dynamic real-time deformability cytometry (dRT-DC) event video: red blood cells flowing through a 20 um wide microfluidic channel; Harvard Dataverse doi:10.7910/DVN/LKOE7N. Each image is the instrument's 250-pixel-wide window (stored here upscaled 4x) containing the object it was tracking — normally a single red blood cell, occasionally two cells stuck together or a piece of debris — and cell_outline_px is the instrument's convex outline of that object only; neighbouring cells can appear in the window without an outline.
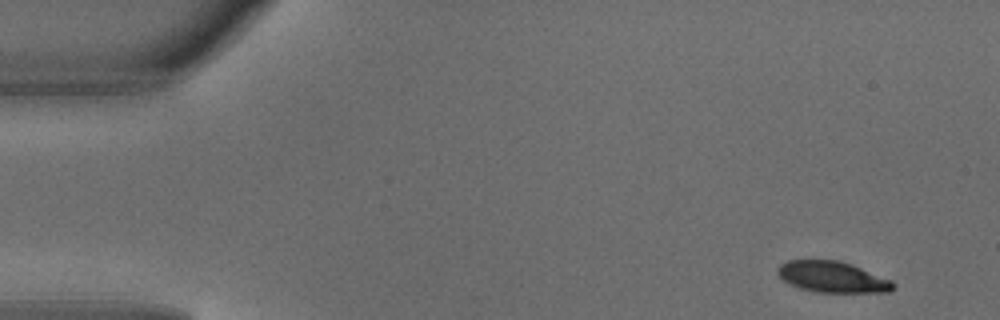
{"species": "common noctule bat (a hibernating species)", "species_latin": "Nyctalus noctula", "temperature_condition": "warm", "stored_images_in_passage": 4, "camera_frame_rate_fps": 3000, "um_per_image_px": 0.085, "animal": {"sex": "male", "body_mass_g": 18.8}, "frame": {"image": 1, "passage_image": 1, "time_ms": 0.0, "image_size_px": [1000, 320], "cell_outline_px": [[896, 284], [888, 292], [820, 292], [800, 288], [784, 280], [776, 272], [776, 268], [780, 264], [788, 260], [840, 260], [852, 264], [892, 280]], "centroid_in_image_um": [70.76, 23.52], "position_along_channel_um": 14.2, "area_um2": 20.81}}
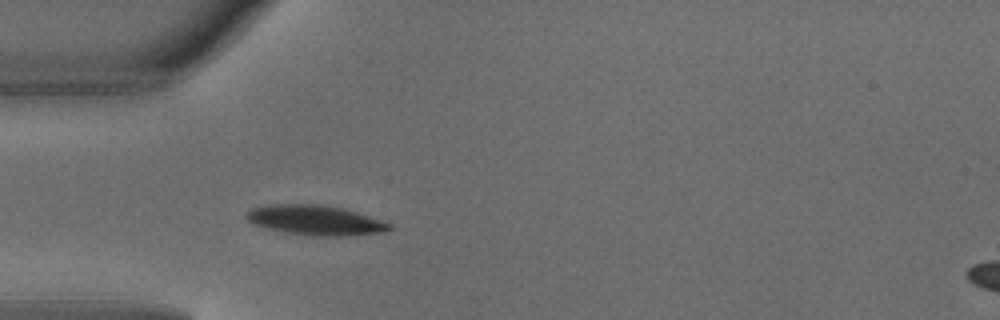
{"frame": {"image": 2, "passage_image": 4, "time_ms": 1.0, "image_size_px": [1000, 320], "cell_outline_px": [[392, 228], [384, 232], [352, 236], [308, 236], [284, 232], [264, 228], [252, 224], [244, 216], [252, 208], [268, 204], [320, 204], [344, 208], [392, 224]], "centroid_in_image_um": [26.78, 18.73], "position_along_channel_um": 58.2, "area_um2": 25.2}}